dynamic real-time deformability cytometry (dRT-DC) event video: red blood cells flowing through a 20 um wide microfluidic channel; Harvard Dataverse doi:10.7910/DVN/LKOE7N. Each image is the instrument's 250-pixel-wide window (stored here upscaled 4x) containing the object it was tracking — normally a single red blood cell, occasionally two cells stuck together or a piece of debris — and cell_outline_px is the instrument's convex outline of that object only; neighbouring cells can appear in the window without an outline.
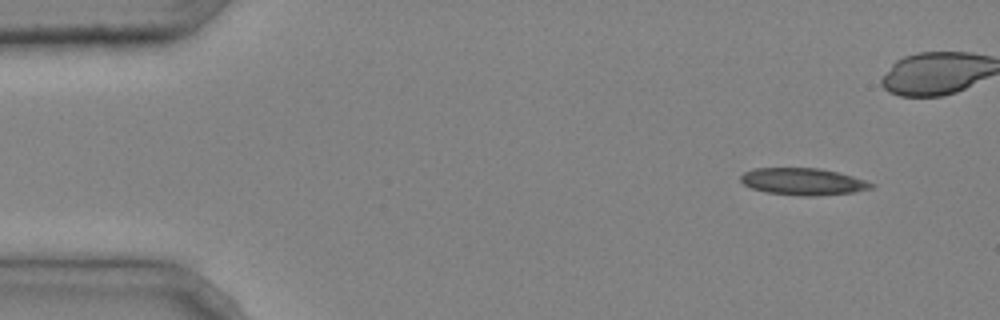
{"species": "common noctule bat (a hibernating species)", "species_latin": "Nyctalus noctula", "temperature_condition": "cold", "stored_images_in_passage": 4, "camera_frame_rate_fps": 3000, "um_per_image_px": 0.085, "animal": {"sex": "male", "body_mass_g": 20.4}, "frame": {"image": 1, "passage_image": 1, "time_ms": 0.0, "image_size_px": [1000, 320], "cell_outline_px": [[876, 184], [872, 188], [852, 192], [816, 196], [800, 196], [768, 192], [752, 188], [744, 184], [740, 180], [740, 176], [744, 172], [752, 168], [820, 168], [852, 176]], "centroid_in_image_um": [68.24, 15.43], "position_along_channel_um": 16.8, "area_um2": 20.4}}